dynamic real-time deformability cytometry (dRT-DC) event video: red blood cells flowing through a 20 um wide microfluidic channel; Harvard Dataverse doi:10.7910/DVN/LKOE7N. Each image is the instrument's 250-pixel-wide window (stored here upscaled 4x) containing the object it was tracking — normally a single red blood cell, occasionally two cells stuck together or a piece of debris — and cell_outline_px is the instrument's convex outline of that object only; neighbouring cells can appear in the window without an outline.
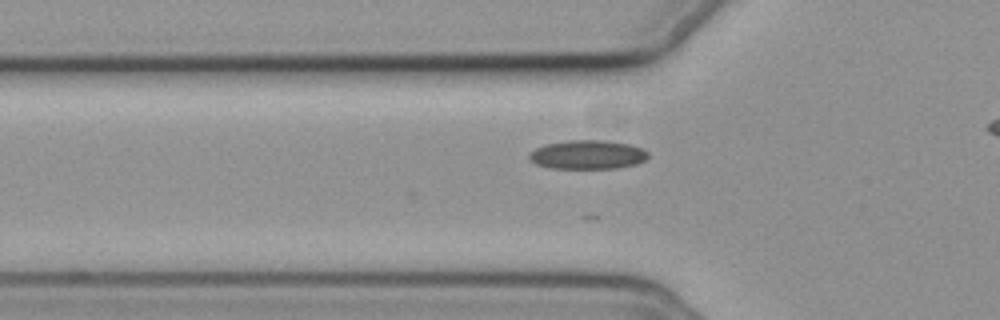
{"species": "common noctule bat (a hibernating species)", "species_latin": "Nyctalus noctula", "temperature_condition": "cold", "stored_images_in_passage": 18, "camera_frame_rate_fps": 3000, "um_per_image_px": 0.085, "animal": {"sex": "female", "body_mass_g": 19.3, "forearm_length_mm": 54.1}, "frame": {"image": 1, "passage_image": 2, "time_ms": 0.333, "image_size_px": [1000, 320], "cell_outline_px": [[648, 156], [644, 160], [636, 164], [616, 168], [552, 168], [536, 164], [528, 160], [528, 156], [536, 148], [544, 144], [568, 140], [604, 140], [628, 144], [640, 148], [648, 152]], "centroid_in_image_um": [49.91, 13.14], "position_along_channel_um": 75.9, "area_um2": 19.94}}
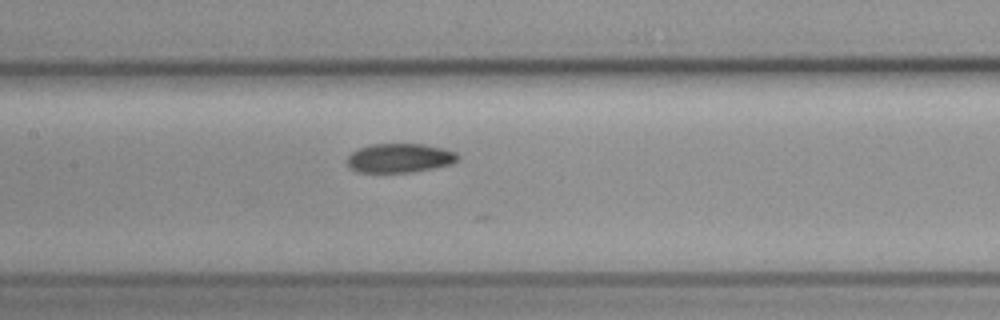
{"frame": {"image": 2, "passage_image": 10, "time_ms": 3.0, "image_size_px": [1000, 320], "cell_outline_px": [[460, 156], [452, 164], [432, 168], [408, 172], [356, 172], [348, 168], [348, 156], [352, 152], [360, 148], [372, 144], [424, 144], [444, 148], [456, 152]], "centroid_in_image_um": [33.97, 13.43], "position_along_channel_um": 173.4, "area_um2": 18.73}}
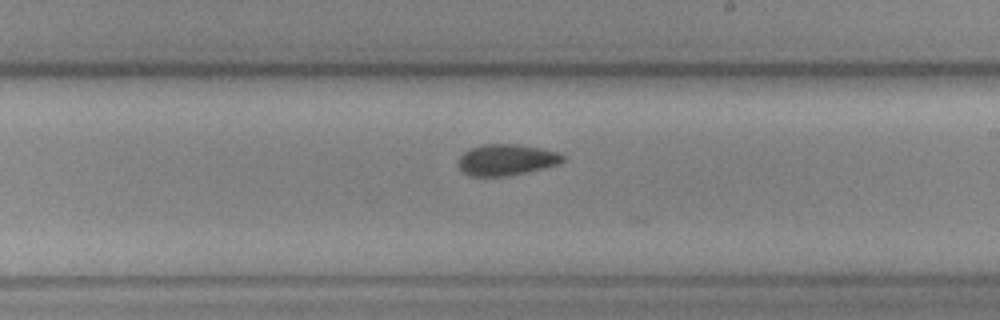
{"frame": {"image": 3, "passage_image": 16, "time_ms": 5.0, "image_size_px": [1000, 320], "cell_outline_px": [[564, 160], [556, 164], [524, 172], [504, 176], [472, 176], [464, 172], [456, 164], [456, 160], [464, 152], [472, 148], [484, 144], [512, 144], [540, 148], [556, 152], [564, 156]], "centroid_in_image_um": [42.97, 13.58], "position_along_channel_um": 246.0, "area_um2": 18.55}}